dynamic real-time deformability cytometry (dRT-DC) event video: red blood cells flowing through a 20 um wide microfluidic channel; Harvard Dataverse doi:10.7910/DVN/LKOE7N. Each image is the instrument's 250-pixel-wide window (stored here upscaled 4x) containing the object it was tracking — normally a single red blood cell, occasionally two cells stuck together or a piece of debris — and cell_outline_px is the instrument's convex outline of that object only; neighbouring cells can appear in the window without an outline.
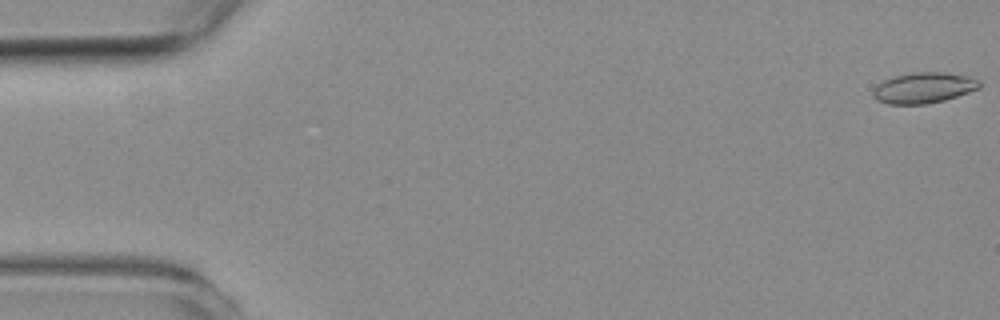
{"species": "common noctule bat (a hibernating species)", "species_latin": "Nyctalus noctula", "temperature_condition": "room temperature", "stored_images_in_passage": 7, "camera_frame_rate_fps": 3000, "um_per_image_px": 0.085, "animal": {"sex": "female", "body_mass_g": 19.3, "forearm_length_mm": 54.1}, "frame": {"image": 1, "passage_image": 1, "time_ms": 0.0, "image_size_px": [1000, 320], "cell_outline_px": [[980, 88], [944, 100], [924, 104], [888, 104], [876, 100], [872, 96], [872, 92], [876, 84], [892, 76], [912, 72], [944, 72], [968, 76], [980, 80]], "centroid_in_image_um": [78.47, 7.46], "position_along_channel_um": 6.5, "area_um2": 19.19}}